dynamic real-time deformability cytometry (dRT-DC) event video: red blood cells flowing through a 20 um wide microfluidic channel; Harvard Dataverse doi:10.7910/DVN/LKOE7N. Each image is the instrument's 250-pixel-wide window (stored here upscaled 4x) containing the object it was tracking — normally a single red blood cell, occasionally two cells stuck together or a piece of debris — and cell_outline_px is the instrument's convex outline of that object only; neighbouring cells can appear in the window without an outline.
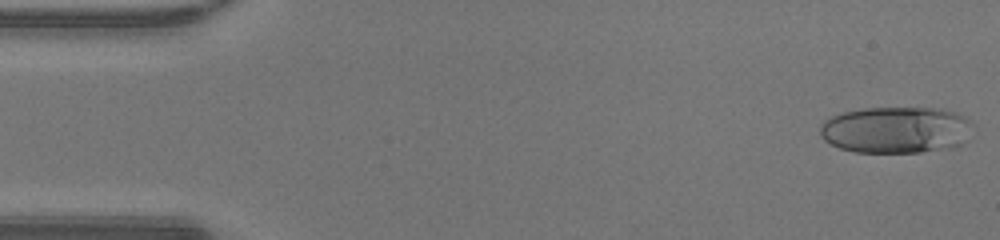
{"species": "human", "species_latin": "Homo sapiens", "temperature_condition": "warm", "stored_images_in_passage": 47, "camera_frame_rate_fps": 3000, "um_per_image_px": 0.085, "donor": {"sex": "male"}, "frame": {"image": 1, "passage_image": 1, "time_ms": 0.0, "image_size_px": [1000, 240], "cell_outline_px": [[972, 124], [960, 144], [952, 148], [920, 152], [856, 152], [840, 148], [824, 140], [820, 136], [820, 124], [824, 120], [832, 116], [844, 112], [864, 108], [944, 108], [956, 112], [964, 116]], "centroid_in_image_um": [76.12, 11.03], "position_along_channel_um": 8.9, "area_um2": 41.38}}
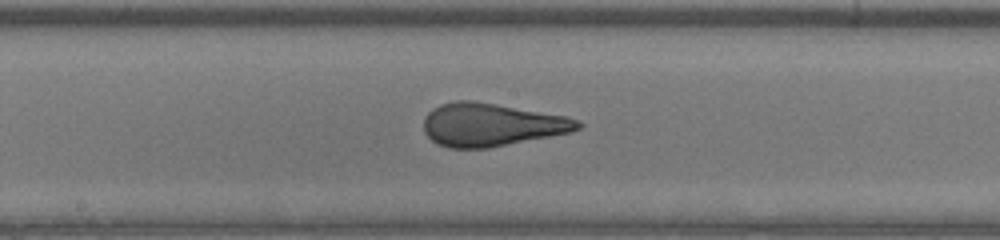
{"frame": {"image": 2, "passage_image": 24, "time_ms": 7.667, "image_size_px": [1000, 240], "cell_outline_px": [[584, 124], [580, 128], [572, 132], [488, 148], [448, 148], [436, 144], [424, 132], [424, 116], [432, 108], [440, 104], [456, 100], [472, 100], [568, 116]], "centroid_in_image_um": [41.75, 10.6], "position_along_channel_um": 206.5, "area_um2": 38.78}}
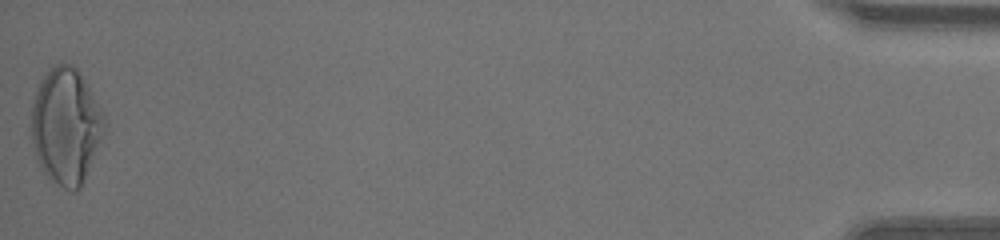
{"frame": {"image": 3, "passage_image": 47, "time_ms": 15.333, "image_size_px": [1000, 240], "cell_outline_px": [[108, 124], [80, 188], [76, 192], [72, 192], [64, 188], [52, 180], [44, 172], [36, 160], [32, 140], [32, 104], [36, 88], [44, 76], [56, 64], [72, 64], [80, 72], [100, 108]], "centroid_in_image_um": [5.61, 10.73], "position_along_channel_um": 429.6, "area_um2": 49.01}, "authors_computed_cell_mechanics": {"area_um2": 38.8416, "velocity_mm_per_s": 4.3208, "shape_relaxation_time_tau1_ms": 9.5362, "shape_relaxation_time_tau2_ms": null, "deformation_change_tau1": 0.3752, "deformation_change_tau2": null}}